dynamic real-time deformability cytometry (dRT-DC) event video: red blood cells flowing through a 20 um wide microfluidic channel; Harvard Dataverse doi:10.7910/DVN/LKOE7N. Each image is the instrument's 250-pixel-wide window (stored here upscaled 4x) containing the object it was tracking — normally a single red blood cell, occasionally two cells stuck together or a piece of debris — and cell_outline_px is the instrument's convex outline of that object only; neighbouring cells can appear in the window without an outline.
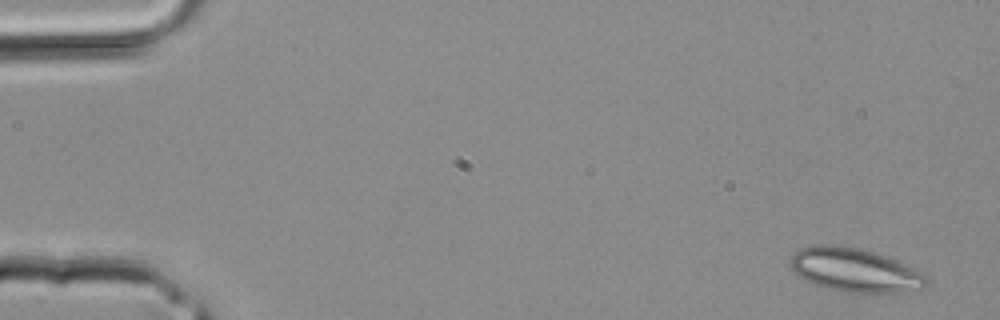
{"species": "common noctule bat (a hibernating species)", "species_latin": "Nyctalus noctula", "temperature_condition": "room temperature", "stored_images_in_passage": 4, "camera_frame_rate_fps": 3000, "um_per_image_px": 0.085, "animal": {"sex": "male", "body_mass_g": 20.4}, "frame": {"image": 1, "passage_image": 1, "time_ms": 0.0, "image_size_px": [1000, 320], "cell_outline_px": [[928, 284], [924, 288], [900, 292], [844, 292], [828, 288], [816, 284], [796, 276], [792, 268], [792, 256], [800, 248], [820, 244], [832, 244], [860, 248], [896, 260], [912, 268], [924, 276], [928, 280]], "centroid_in_image_um": [72.63, 22.95], "position_along_channel_um": 12.4, "area_um2": 34.1}}